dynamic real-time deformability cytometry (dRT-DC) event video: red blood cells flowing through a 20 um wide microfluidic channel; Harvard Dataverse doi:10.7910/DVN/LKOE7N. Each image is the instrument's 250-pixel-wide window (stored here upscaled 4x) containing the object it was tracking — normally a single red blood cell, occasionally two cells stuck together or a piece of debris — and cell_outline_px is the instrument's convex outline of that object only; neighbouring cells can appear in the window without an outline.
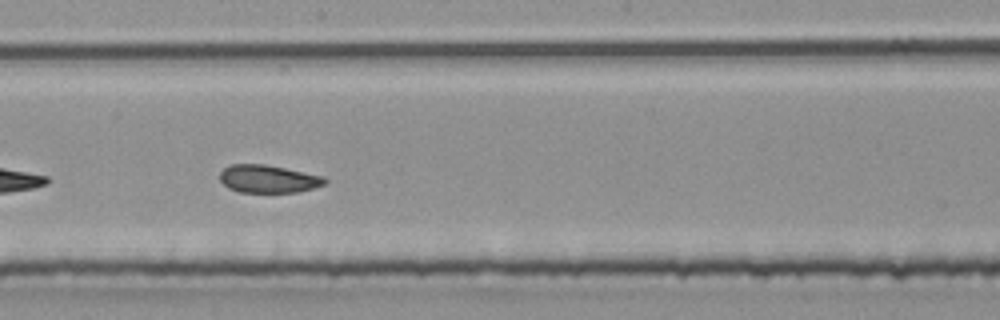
{"species": "common noctule bat (a hibernating species)", "species_latin": "Nyctalus noctula", "temperature_condition": "room temperature", "stored_images_in_passage": 31, "camera_frame_rate_fps": 3000, "um_per_image_px": 0.085, "animal": {"sex": "male", "body_mass_g": 20.4}, "frame": {"image": 1, "passage_image": 14, "time_ms": 4.333, "image_size_px": [1000, 320], "cell_outline_px": [[328, 180], [324, 184], [312, 188], [296, 192], [240, 192], [228, 188], [220, 180], [220, 172], [224, 168], [232, 164], [264, 164], [324, 176]], "centroid_in_image_um": [22.79, 15.2], "position_along_channel_um": 225.4, "area_um2": 16.88}, "authors_computed_cell_mechanics": {"area_um2": 17.629, "velocity_mm_per_s": 3.7526, "shape_relaxation_time_tau1_ms": null, "shape_relaxation_time_tau2_ms": 3.2849, "deformation_change_tau1": null, "deformation_change_tau2": 0.0885}}